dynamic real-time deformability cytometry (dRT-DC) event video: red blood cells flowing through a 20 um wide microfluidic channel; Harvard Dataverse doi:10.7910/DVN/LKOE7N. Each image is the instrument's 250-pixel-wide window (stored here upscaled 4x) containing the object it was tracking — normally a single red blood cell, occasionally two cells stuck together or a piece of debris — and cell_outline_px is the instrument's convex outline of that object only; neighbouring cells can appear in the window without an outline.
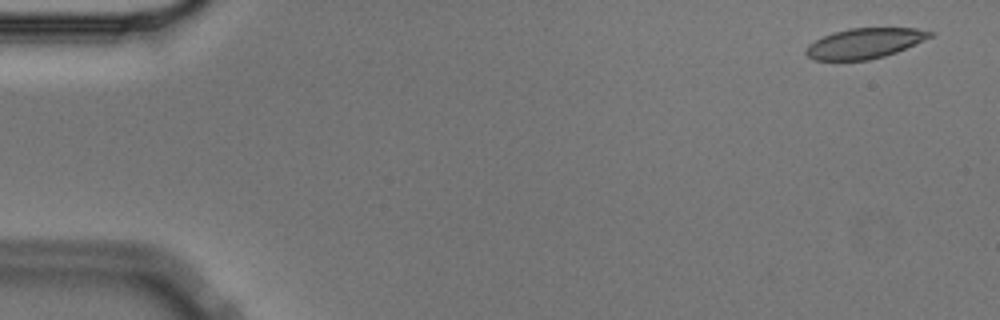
{"species": "Egyptian fruit bat (a non-hibernating species)", "species_latin": "Rousettus aegyptiacus", "temperature_condition": "cold", "stored_images_in_passage": 50, "camera_frame_rate_fps": 3000, "um_per_image_px": 0.085, "animal": {"sex": "male"}, "frame": {"image": 1, "passage_image": 3, "time_ms": 0.667, "image_size_px": [1000, 320], "cell_outline_px": [[936, 32], [932, 36], [924, 40], [896, 52], [884, 56], [868, 60], [812, 60], [804, 52], [808, 44], [832, 32], [848, 28], [916, 28]], "centroid_in_image_um": [73.48, 3.67], "position_along_channel_um": 11.5, "area_um2": 21.85}}
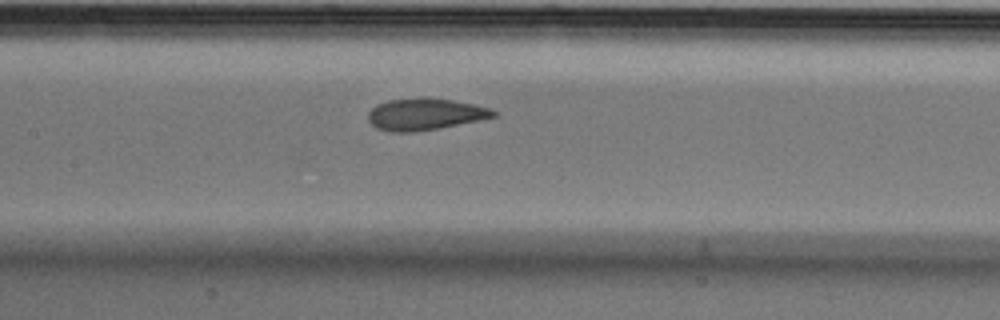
{"frame": {"image": 2, "passage_image": 27, "time_ms": 8.667, "image_size_px": [1000, 320], "cell_outline_px": [[496, 116], [480, 120], [436, 128], [412, 132], [388, 132], [376, 128], [368, 120], [368, 112], [376, 104], [388, 100], [424, 96], [452, 100], [492, 108], [496, 112]], "centroid_in_image_um": [36.09, 9.69], "position_along_channel_um": 171.3, "area_um2": 23.29}}
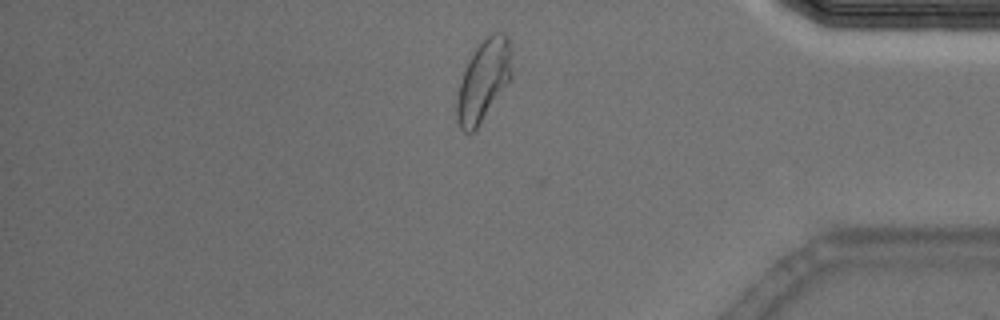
{"frame": {"image": 3, "passage_image": 48, "time_ms": 15.667, "image_size_px": [1000, 320], "cell_outline_px": [[512, 80], [476, 132], [464, 132], [460, 128], [456, 120], [456, 96], [464, 72], [476, 48], [492, 32], [504, 32], [508, 36], [512, 72]], "centroid_in_image_um": [41.12, 6.93], "position_along_channel_um": 394.1, "area_um2": 26.36}, "authors_computed_cell_mechanics": {"area_um2": 23.5824, "velocity_mm_per_s": 3.5504, "shape_relaxation_time_tau1_ms": 5.7636, "shape_relaxation_time_tau2_ms": 1.2533, "deformation_change_tau1": 0.1591, "deformation_change_tau2": 0.066}}